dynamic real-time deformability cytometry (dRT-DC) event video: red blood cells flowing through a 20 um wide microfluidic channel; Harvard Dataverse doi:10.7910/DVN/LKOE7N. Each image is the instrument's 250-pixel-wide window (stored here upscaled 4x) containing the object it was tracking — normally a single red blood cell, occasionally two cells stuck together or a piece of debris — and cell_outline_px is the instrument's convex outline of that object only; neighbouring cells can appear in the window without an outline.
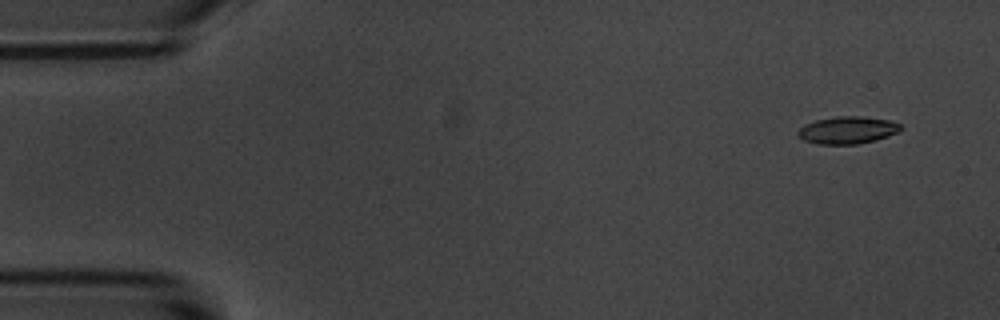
{"species": "common noctule bat (a hibernating species)", "species_latin": "Nyctalus noctula", "temperature_condition": "room temperature", "stored_images_in_passage": 5, "camera_frame_rate_fps": 3000, "um_per_image_px": 0.085, "animal": {"sex": "male", "body_mass_g": 20.1, "forearm_length_mm": 53.5}, "frame": {"image": 1, "passage_image": 1, "time_ms": 0.0, "image_size_px": [1000, 320], "cell_outline_px": [[904, 128], [900, 132], [876, 140], [856, 144], [816, 144], [804, 140], [796, 136], [796, 132], [804, 124], [816, 120], [836, 116], [860, 116], [888, 120], [900, 124]], "centroid_in_image_um": [72.03, 11.06], "position_along_channel_um": 13.0, "area_um2": 16.53}}
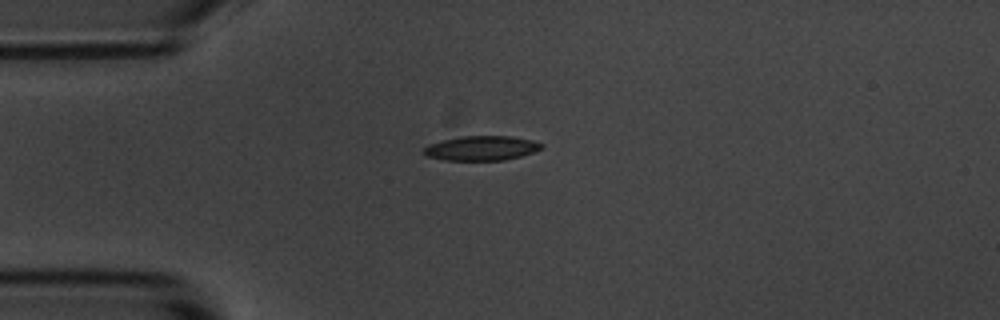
{"frame": {"image": 2, "passage_image": 4, "time_ms": 1.0, "image_size_px": [1000, 320], "cell_outline_px": [[544, 148], [520, 156], [504, 160], [444, 160], [428, 156], [424, 152], [424, 148], [428, 144], [444, 140], [464, 136], [512, 136], [532, 140], [544, 144]], "centroid_in_image_um": [40.96, 12.59], "position_along_channel_um": 44.0, "area_um2": 16.7}}
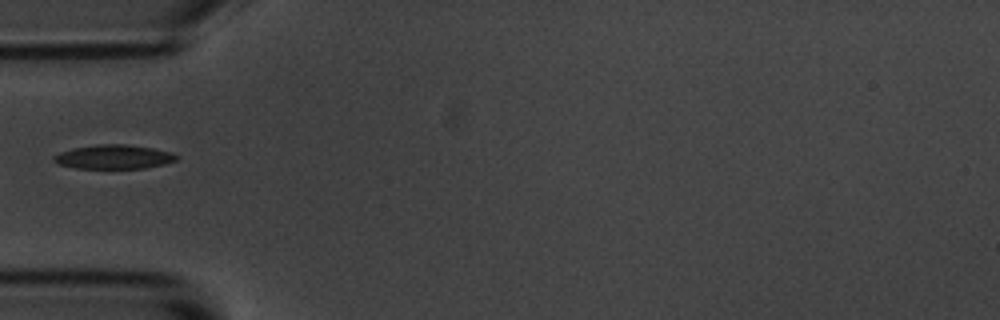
{"frame": {"image": 3, "passage_image": 5, "time_ms": 1.333, "image_size_px": [1000, 320], "cell_outline_px": [[180, 156], [176, 160], [164, 164], [144, 168], [76, 168], [56, 164], [52, 160], [52, 156], [60, 152], [72, 148], [96, 144], [128, 144], [152, 148], [172, 152]], "centroid_in_image_um": [9.65, 13.33], "position_along_channel_um": 75.4, "area_um2": 17.4}}